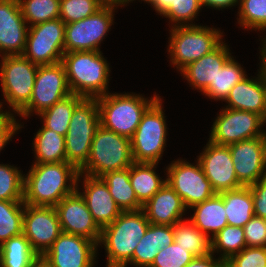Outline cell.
<instances>
[{"instance_id": "obj_17", "label": "cell", "mask_w": 266, "mask_h": 267, "mask_svg": "<svg viewBox=\"0 0 266 267\" xmlns=\"http://www.w3.org/2000/svg\"><path fill=\"white\" fill-rule=\"evenodd\" d=\"M238 181L250 186L266 177V137L259 136L228 146Z\"/></svg>"}, {"instance_id": "obj_46", "label": "cell", "mask_w": 266, "mask_h": 267, "mask_svg": "<svg viewBox=\"0 0 266 267\" xmlns=\"http://www.w3.org/2000/svg\"><path fill=\"white\" fill-rule=\"evenodd\" d=\"M15 114L6 113L0 119V151L8 144L9 140L12 141V136L23 127L16 121Z\"/></svg>"}, {"instance_id": "obj_31", "label": "cell", "mask_w": 266, "mask_h": 267, "mask_svg": "<svg viewBox=\"0 0 266 267\" xmlns=\"http://www.w3.org/2000/svg\"><path fill=\"white\" fill-rule=\"evenodd\" d=\"M39 257L23 233L0 245V267H33Z\"/></svg>"}, {"instance_id": "obj_28", "label": "cell", "mask_w": 266, "mask_h": 267, "mask_svg": "<svg viewBox=\"0 0 266 267\" xmlns=\"http://www.w3.org/2000/svg\"><path fill=\"white\" fill-rule=\"evenodd\" d=\"M224 201L228 225L244 227L253 218L254 207L249 186L219 193Z\"/></svg>"}, {"instance_id": "obj_19", "label": "cell", "mask_w": 266, "mask_h": 267, "mask_svg": "<svg viewBox=\"0 0 266 267\" xmlns=\"http://www.w3.org/2000/svg\"><path fill=\"white\" fill-rule=\"evenodd\" d=\"M55 209L62 232L80 235L99 244L101 229L94 221L84 198L77 190L64 197L55 206Z\"/></svg>"}, {"instance_id": "obj_52", "label": "cell", "mask_w": 266, "mask_h": 267, "mask_svg": "<svg viewBox=\"0 0 266 267\" xmlns=\"http://www.w3.org/2000/svg\"><path fill=\"white\" fill-rule=\"evenodd\" d=\"M33 267H52L47 262H45L41 257H39Z\"/></svg>"}, {"instance_id": "obj_34", "label": "cell", "mask_w": 266, "mask_h": 267, "mask_svg": "<svg viewBox=\"0 0 266 267\" xmlns=\"http://www.w3.org/2000/svg\"><path fill=\"white\" fill-rule=\"evenodd\" d=\"M83 99L84 97L72 93L41 112L38 116L41 117L40 119H42L41 121L46 128L66 136L72 113Z\"/></svg>"}, {"instance_id": "obj_54", "label": "cell", "mask_w": 266, "mask_h": 267, "mask_svg": "<svg viewBox=\"0 0 266 267\" xmlns=\"http://www.w3.org/2000/svg\"><path fill=\"white\" fill-rule=\"evenodd\" d=\"M134 0H130V2H133ZM141 1H144L146 3H150L152 4L155 0H141Z\"/></svg>"}, {"instance_id": "obj_15", "label": "cell", "mask_w": 266, "mask_h": 267, "mask_svg": "<svg viewBox=\"0 0 266 267\" xmlns=\"http://www.w3.org/2000/svg\"><path fill=\"white\" fill-rule=\"evenodd\" d=\"M98 247L86 237L62 232L41 258L52 267H94Z\"/></svg>"}, {"instance_id": "obj_25", "label": "cell", "mask_w": 266, "mask_h": 267, "mask_svg": "<svg viewBox=\"0 0 266 267\" xmlns=\"http://www.w3.org/2000/svg\"><path fill=\"white\" fill-rule=\"evenodd\" d=\"M174 242L173 226L149 224L145 235L137 244L130 265L150 267L160 249Z\"/></svg>"}, {"instance_id": "obj_13", "label": "cell", "mask_w": 266, "mask_h": 267, "mask_svg": "<svg viewBox=\"0 0 266 267\" xmlns=\"http://www.w3.org/2000/svg\"><path fill=\"white\" fill-rule=\"evenodd\" d=\"M196 162L194 165L180 158L166 168V182L182 198L187 209L216 194L200 162Z\"/></svg>"}, {"instance_id": "obj_51", "label": "cell", "mask_w": 266, "mask_h": 267, "mask_svg": "<svg viewBox=\"0 0 266 267\" xmlns=\"http://www.w3.org/2000/svg\"><path fill=\"white\" fill-rule=\"evenodd\" d=\"M103 6H111L117 8L128 4L130 0H98Z\"/></svg>"}, {"instance_id": "obj_1", "label": "cell", "mask_w": 266, "mask_h": 267, "mask_svg": "<svg viewBox=\"0 0 266 267\" xmlns=\"http://www.w3.org/2000/svg\"><path fill=\"white\" fill-rule=\"evenodd\" d=\"M79 170L70 163H34L24 175L23 202L32 206L55 207L77 190Z\"/></svg>"}, {"instance_id": "obj_33", "label": "cell", "mask_w": 266, "mask_h": 267, "mask_svg": "<svg viewBox=\"0 0 266 267\" xmlns=\"http://www.w3.org/2000/svg\"><path fill=\"white\" fill-rule=\"evenodd\" d=\"M242 66L231 56L218 71L214 81L203 91V94L216 101H224L230 90L247 74Z\"/></svg>"}, {"instance_id": "obj_44", "label": "cell", "mask_w": 266, "mask_h": 267, "mask_svg": "<svg viewBox=\"0 0 266 267\" xmlns=\"http://www.w3.org/2000/svg\"><path fill=\"white\" fill-rule=\"evenodd\" d=\"M243 229L247 247H266V219L253 216Z\"/></svg>"}, {"instance_id": "obj_27", "label": "cell", "mask_w": 266, "mask_h": 267, "mask_svg": "<svg viewBox=\"0 0 266 267\" xmlns=\"http://www.w3.org/2000/svg\"><path fill=\"white\" fill-rule=\"evenodd\" d=\"M158 163L133 162L129 167L131 186L134 189L138 201L144 205L166 183L156 173Z\"/></svg>"}, {"instance_id": "obj_4", "label": "cell", "mask_w": 266, "mask_h": 267, "mask_svg": "<svg viewBox=\"0 0 266 267\" xmlns=\"http://www.w3.org/2000/svg\"><path fill=\"white\" fill-rule=\"evenodd\" d=\"M131 93L108 92L97 97L100 125L128 138L135 133L142 115L160 97L154 93L147 99L142 94Z\"/></svg>"}, {"instance_id": "obj_20", "label": "cell", "mask_w": 266, "mask_h": 267, "mask_svg": "<svg viewBox=\"0 0 266 267\" xmlns=\"http://www.w3.org/2000/svg\"><path fill=\"white\" fill-rule=\"evenodd\" d=\"M27 25L18 0H0V57L22 55Z\"/></svg>"}, {"instance_id": "obj_14", "label": "cell", "mask_w": 266, "mask_h": 267, "mask_svg": "<svg viewBox=\"0 0 266 267\" xmlns=\"http://www.w3.org/2000/svg\"><path fill=\"white\" fill-rule=\"evenodd\" d=\"M115 7L103 6L93 15L65 25V53L100 52V44L114 23Z\"/></svg>"}, {"instance_id": "obj_48", "label": "cell", "mask_w": 266, "mask_h": 267, "mask_svg": "<svg viewBox=\"0 0 266 267\" xmlns=\"http://www.w3.org/2000/svg\"><path fill=\"white\" fill-rule=\"evenodd\" d=\"M240 0H200L201 6H207L208 8L212 9H226L235 6L236 4L239 5Z\"/></svg>"}, {"instance_id": "obj_39", "label": "cell", "mask_w": 266, "mask_h": 267, "mask_svg": "<svg viewBox=\"0 0 266 267\" xmlns=\"http://www.w3.org/2000/svg\"><path fill=\"white\" fill-rule=\"evenodd\" d=\"M238 24L249 30H266V0H240Z\"/></svg>"}, {"instance_id": "obj_40", "label": "cell", "mask_w": 266, "mask_h": 267, "mask_svg": "<svg viewBox=\"0 0 266 267\" xmlns=\"http://www.w3.org/2000/svg\"><path fill=\"white\" fill-rule=\"evenodd\" d=\"M102 7L98 0H60L59 18L65 24L80 21Z\"/></svg>"}, {"instance_id": "obj_38", "label": "cell", "mask_w": 266, "mask_h": 267, "mask_svg": "<svg viewBox=\"0 0 266 267\" xmlns=\"http://www.w3.org/2000/svg\"><path fill=\"white\" fill-rule=\"evenodd\" d=\"M24 175L16 166L0 164V200L23 201Z\"/></svg>"}, {"instance_id": "obj_53", "label": "cell", "mask_w": 266, "mask_h": 267, "mask_svg": "<svg viewBox=\"0 0 266 267\" xmlns=\"http://www.w3.org/2000/svg\"><path fill=\"white\" fill-rule=\"evenodd\" d=\"M3 103L4 102H0V119L6 114L5 112H3Z\"/></svg>"}, {"instance_id": "obj_24", "label": "cell", "mask_w": 266, "mask_h": 267, "mask_svg": "<svg viewBox=\"0 0 266 267\" xmlns=\"http://www.w3.org/2000/svg\"><path fill=\"white\" fill-rule=\"evenodd\" d=\"M223 41L210 53L188 64L180 71L189 85L199 92H203L214 81L218 71L232 56L230 49Z\"/></svg>"}, {"instance_id": "obj_8", "label": "cell", "mask_w": 266, "mask_h": 267, "mask_svg": "<svg viewBox=\"0 0 266 267\" xmlns=\"http://www.w3.org/2000/svg\"><path fill=\"white\" fill-rule=\"evenodd\" d=\"M159 97L142 115L130 138L133 162L159 163L165 151L167 124Z\"/></svg>"}, {"instance_id": "obj_26", "label": "cell", "mask_w": 266, "mask_h": 267, "mask_svg": "<svg viewBox=\"0 0 266 267\" xmlns=\"http://www.w3.org/2000/svg\"><path fill=\"white\" fill-rule=\"evenodd\" d=\"M194 211L189 220L211 239L228 225L224 201L219 193L191 207Z\"/></svg>"}, {"instance_id": "obj_3", "label": "cell", "mask_w": 266, "mask_h": 267, "mask_svg": "<svg viewBox=\"0 0 266 267\" xmlns=\"http://www.w3.org/2000/svg\"><path fill=\"white\" fill-rule=\"evenodd\" d=\"M149 224L141 209L122 211L110 225L104 227L98 245L103 244L107 253L106 267H127Z\"/></svg>"}, {"instance_id": "obj_45", "label": "cell", "mask_w": 266, "mask_h": 267, "mask_svg": "<svg viewBox=\"0 0 266 267\" xmlns=\"http://www.w3.org/2000/svg\"><path fill=\"white\" fill-rule=\"evenodd\" d=\"M249 187L252 192L254 216L266 219V177Z\"/></svg>"}, {"instance_id": "obj_7", "label": "cell", "mask_w": 266, "mask_h": 267, "mask_svg": "<svg viewBox=\"0 0 266 267\" xmlns=\"http://www.w3.org/2000/svg\"><path fill=\"white\" fill-rule=\"evenodd\" d=\"M100 126L97 98H84L74 109L65 136L66 161L80 170L89 159Z\"/></svg>"}, {"instance_id": "obj_30", "label": "cell", "mask_w": 266, "mask_h": 267, "mask_svg": "<svg viewBox=\"0 0 266 267\" xmlns=\"http://www.w3.org/2000/svg\"><path fill=\"white\" fill-rule=\"evenodd\" d=\"M101 178L121 211L142 209L143 205L138 201L130 183L129 168L105 173Z\"/></svg>"}, {"instance_id": "obj_47", "label": "cell", "mask_w": 266, "mask_h": 267, "mask_svg": "<svg viewBox=\"0 0 266 267\" xmlns=\"http://www.w3.org/2000/svg\"><path fill=\"white\" fill-rule=\"evenodd\" d=\"M223 261L218 257L215 259L211 252L206 256L194 257L185 267H221Z\"/></svg>"}, {"instance_id": "obj_16", "label": "cell", "mask_w": 266, "mask_h": 267, "mask_svg": "<svg viewBox=\"0 0 266 267\" xmlns=\"http://www.w3.org/2000/svg\"><path fill=\"white\" fill-rule=\"evenodd\" d=\"M62 233L57 211L53 206L25 204L23 234L31 248L41 257Z\"/></svg>"}, {"instance_id": "obj_12", "label": "cell", "mask_w": 266, "mask_h": 267, "mask_svg": "<svg viewBox=\"0 0 266 267\" xmlns=\"http://www.w3.org/2000/svg\"><path fill=\"white\" fill-rule=\"evenodd\" d=\"M264 118L254 112L222 108L211 127L209 140L229 146L242 140L265 136Z\"/></svg>"}, {"instance_id": "obj_32", "label": "cell", "mask_w": 266, "mask_h": 267, "mask_svg": "<svg viewBox=\"0 0 266 267\" xmlns=\"http://www.w3.org/2000/svg\"><path fill=\"white\" fill-rule=\"evenodd\" d=\"M174 242L187 249L195 257L211 253V237L201 232L189 219L173 225Z\"/></svg>"}, {"instance_id": "obj_18", "label": "cell", "mask_w": 266, "mask_h": 267, "mask_svg": "<svg viewBox=\"0 0 266 267\" xmlns=\"http://www.w3.org/2000/svg\"><path fill=\"white\" fill-rule=\"evenodd\" d=\"M197 158L216 193L243 187L236 177L228 146L208 140L203 152Z\"/></svg>"}, {"instance_id": "obj_55", "label": "cell", "mask_w": 266, "mask_h": 267, "mask_svg": "<svg viewBox=\"0 0 266 267\" xmlns=\"http://www.w3.org/2000/svg\"><path fill=\"white\" fill-rule=\"evenodd\" d=\"M221 267H229L226 263H223Z\"/></svg>"}, {"instance_id": "obj_37", "label": "cell", "mask_w": 266, "mask_h": 267, "mask_svg": "<svg viewBox=\"0 0 266 267\" xmlns=\"http://www.w3.org/2000/svg\"><path fill=\"white\" fill-rule=\"evenodd\" d=\"M29 26L59 18L60 0H18Z\"/></svg>"}, {"instance_id": "obj_2", "label": "cell", "mask_w": 266, "mask_h": 267, "mask_svg": "<svg viewBox=\"0 0 266 267\" xmlns=\"http://www.w3.org/2000/svg\"><path fill=\"white\" fill-rule=\"evenodd\" d=\"M101 52L74 51L63 54L61 62L71 93L84 98H97L109 92L111 70Z\"/></svg>"}, {"instance_id": "obj_41", "label": "cell", "mask_w": 266, "mask_h": 267, "mask_svg": "<svg viewBox=\"0 0 266 267\" xmlns=\"http://www.w3.org/2000/svg\"><path fill=\"white\" fill-rule=\"evenodd\" d=\"M201 8L200 0H172L171 7L163 16L171 21L172 27L197 25L192 21L197 18Z\"/></svg>"}, {"instance_id": "obj_35", "label": "cell", "mask_w": 266, "mask_h": 267, "mask_svg": "<svg viewBox=\"0 0 266 267\" xmlns=\"http://www.w3.org/2000/svg\"><path fill=\"white\" fill-rule=\"evenodd\" d=\"M247 247L244 229L237 226H225L211 239V252L222 253L219 258L225 263L233 255Z\"/></svg>"}, {"instance_id": "obj_11", "label": "cell", "mask_w": 266, "mask_h": 267, "mask_svg": "<svg viewBox=\"0 0 266 267\" xmlns=\"http://www.w3.org/2000/svg\"><path fill=\"white\" fill-rule=\"evenodd\" d=\"M70 94L72 93L62 62L38 66L31 99L17 116L27 119L33 112L39 115Z\"/></svg>"}, {"instance_id": "obj_6", "label": "cell", "mask_w": 266, "mask_h": 267, "mask_svg": "<svg viewBox=\"0 0 266 267\" xmlns=\"http://www.w3.org/2000/svg\"><path fill=\"white\" fill-rule=\"evenodd\" d=\"M132 164L130 138L100 125L91 144L89 159L79 172L101 177L111 171L129 168Z\"/></svg>"}, {"instance_id": "obj_5", "label": "cell", "mask_w": 266, "mask_h": 267, "mask_svg": "<svg viewBox=\"0 0 266 267\" xmlns=\"http://www.w3.org/2000/svg\"><path fill=\"white\" fill-rule=\"evenodd\" d=\"M170 62L181 71L188 64L213 51L222 41L220 29L201 25L169 27Z\"/></svg>"}, {"instance_id": "obj_29", "label": "cell", "mask_w": 266, "mask_h": 267, "mask_svg": "<svg viewBox=\"0 0 266 267\" xmlns=\"http://www.w3.org/2000/svg\"><path fill=\"white\" fill-rule=\"evenodd\" d=\"M33 149L35 162L33 163H57L67 162L65 151V136L42 125L34 135Z\"/></svg>"}, {"instance_id": "obj_42", "label": "cell", "mask_w": 266, "mask_h": 267, "mask_svg": "<svg viewBox=\"0 0 266 267\" xmlns=\"http://www.w3.org/2000/svg\"><path fill=\"white\" fill-rule=\"evenodd\" d=\"M194 257L187 249L173 242L159 250L150 267H185Z\"/></svg>"}, {"instance_id": "obj_23", "label": "cell", "mask_w": 266, "mask_h": 267, "mask_svg": "<svg viewBox=\"0 0 266 267\" xmlns=\"http://www.w3.org/2000/svg\"><path fill=\"white\" fill-rule=\"evenodd\" d=\"M148 221L156 225L173 226L183 218L187 208L182 198L166 182L142 207Z\"/></svg>"}, {"instance_id": "obj_36", "label": "cell", "mask_w": 266, "mask_h": 267, "mask_svg": "<svg viewBox=\"0 0 266 267\" xmlns=\"http://www.w3.org/2000/svg\"><path fill=\"white\" fill-rule=\"evenodd\" d=\"M23 201L0 200V245L23 233Z\"/></svg>"}, {"instance_id": "obj_9", "label": "cell", "mask_w": 266, "mask_h": 267, "mask_svg": "<svg viewBox=\"0 0 266 267\" xmlns=\"http://www.w3.org/2000/svg\"><path fill=\"white\" fill-rule=\"evenodd\" d=\"M0 60V82L3 98L11 111L18 114L30 101L38 65L33 64L22 55L3 56ZM14 113H11V112Z\"/></svg>"}, {"instance_id": "obj_49", "label": "cell", "mask_w": 266, "mask_h": 267, "mask_svg": "<svg viewBox=\"0 0 266 267\" xmlns=\"http://www.w3.org/2000/svg\"><path fill=\"white\" fill-rule=\"evenodd\" d=\"M172 0H155L151 5L160 16H162L170 7Z\"/></svg>"}, {"instance_id": "obj_10", "label": "cell", "mask_w": 266, "mask_h": 267, "mask_svg": "<svg viewBox=\"0 0 266 267\" xmlns=\"http://www.w3.org/2000/svg\"><path fill=\"white\" fill-rule=\"evenodd\" d=\"M65 25L58 18L29 26L22 56L38 66L61 62L65 53Z\"/></svg>"}, {"instance_id": "obj_43", "label": "cell", "mask_w": 266, "mask_h": 267, "mask_svg": "<svg viewBox=\"0 0 266 267\" xmlns=\"http://www.w3.org/2000/svg\"><path fill=\"white\" fill-rule=\"evenodd\" d=\"M225 263L229 267H266V247H245Z\"/></svg>"}, {"instance_id": "obj_22", "label": "cell", "mask_w": 266, "mask_h": 267, "mask_svg": "<svg viewBox=\"0 0 266 267\" xmlns=\"http://www.w3.org/2000/svg\"><path fill=\"white\" fill-rule=\"evenodd\" d=\"M257 76L250 79L247 75L238 82L224 100L228 104L225 107L257 113L265 121L266 79L259 70Z\"/></svg>"}, {"instance_id": "obj_50", "label": "cell", "mask_w": 266, "mask_h": 267, "mask_svg": "<svg viewBox=\"0 0 266 267\" xmlns=\"http://www.w3.org/2000/svg\"><path fill=\"white\" fill-rule=\"evenodd\" d=\"M263 41V42H262ZM262 47L260 48V55H261V58H259L261 61H260V69L259 71L261 72L262 76L266 79V37H264L262 40Z\"/></svg>"}, {"instance_id": "obj_21", "label": "cell", "mask_w": 266, "mask_h": 267, "mask_svg": "<svg viewBox=\"0 0 266 267\" xmlns=\"http://www.w3.org/2000/svg\"><path fill=\"white\" fill-rule=\"evenodd\" d=\"M81 179L83 181H80ZM80 182H83V193L79 190ZM77 191L84 198L88 210L101 230L110 225L122 213L101 177L79 173Z\"/></svg>"}]
</instances>
